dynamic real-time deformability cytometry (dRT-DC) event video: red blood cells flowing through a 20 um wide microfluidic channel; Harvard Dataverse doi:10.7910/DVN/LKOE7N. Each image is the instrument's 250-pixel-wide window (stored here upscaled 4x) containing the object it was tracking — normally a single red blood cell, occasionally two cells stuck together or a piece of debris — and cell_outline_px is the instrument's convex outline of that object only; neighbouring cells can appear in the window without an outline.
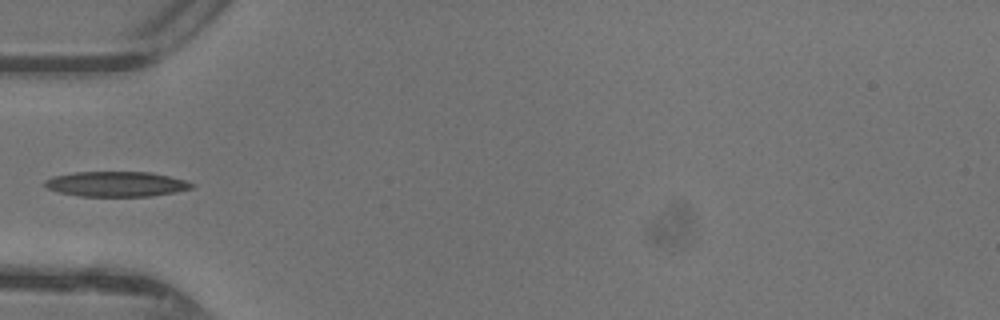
{"species": "common noctule bat (a hibernating species)", "species_latin": "Nyctalus noctula", "temperature_condition": "warm", "stored_images_in_passage": 32, "camera_frame_rate_fps": 3000, "um_per_image_px": 0.085, "animal": {"sex": "female"}, "frame": {"image": 1, "passage_image": 1, "time_ms": 0.0, "image_size_px": [1000, 320], "cell_outline_px": [[196, 184], [192, 188], [176, 192], [152, 196], [80, 196], [60, 192], [48, 188], [44, 184], [44, 180], [52, 176], [76, 172], [152, 172], [184, 180]], "centroid_in_image_um": [9.9, 15.64], "position_along_channel_um": 75.1, "area_um2": 21.44}}
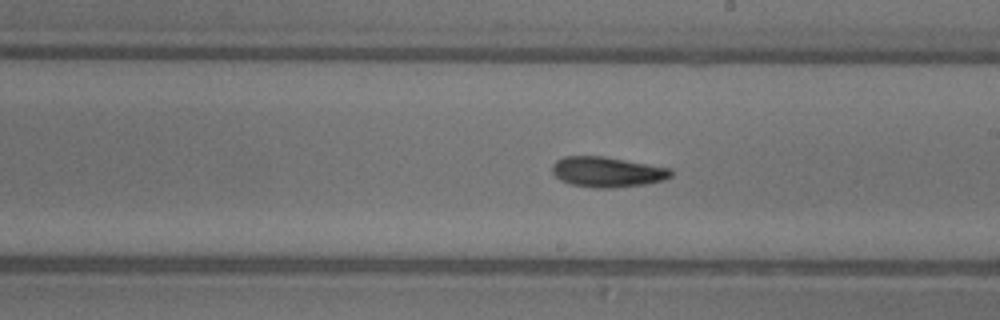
{"frame": {"image": 2, "passage_image": 12, "time_ms": 3.667, "image_size_px": [1000, 320], "cell_outline_px": [[672, 176], [664, 180], [644, 184], [616, 188], [596, 188], [572, 184], [560, 180], [552, 172], [552, 164], [556, 160], [564, 156], [604, 156], [672, 168]], "centroid_in_image_um": [51.62, 14.61], "position_along_channel_um": 237.4, "area_um2": 21.1}}
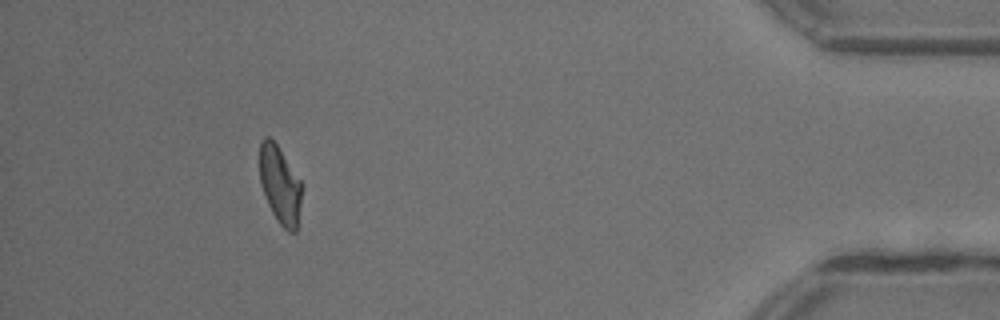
{"frame": {"image": 3, "passage_image": 28, "time_ms": 9.0, "image_size_px": [1000, 320], "cell_outline_px": [[304, 184], [296, 232], [288, 232], [276, 220], [268, 204], [260, 184], [260, 140], [264, 136], [268, 136], [276, 144]], "centroid_in_image_um": [23.82, 15.72], "position_along_channel_um": 411.4, "area_um2": 19.31}}